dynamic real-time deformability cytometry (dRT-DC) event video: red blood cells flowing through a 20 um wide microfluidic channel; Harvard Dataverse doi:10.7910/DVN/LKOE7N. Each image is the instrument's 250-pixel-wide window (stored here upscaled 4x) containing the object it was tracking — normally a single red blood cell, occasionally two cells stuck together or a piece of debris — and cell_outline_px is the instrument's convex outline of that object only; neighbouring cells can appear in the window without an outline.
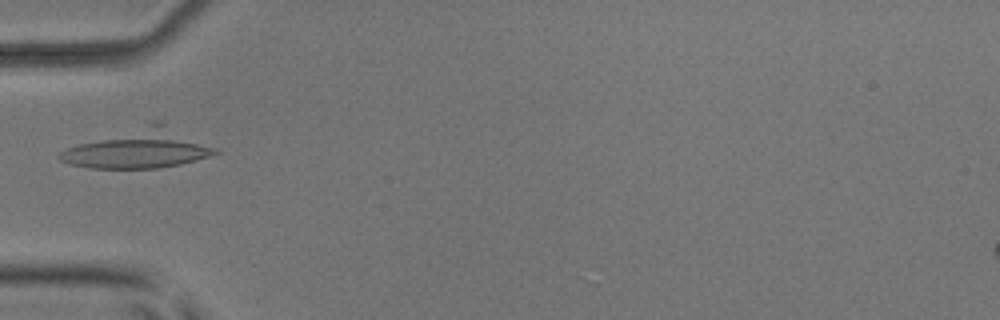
{"species": "common noctule bat (a hibernating species)", "species_latin": "Nyctalus noctula", "temperature_condition": "room temperature", "stored_images_in_passage": 25, "camera_frame_rate_fps": 3000, "um_per_image_px": 0.085, "animal": {"sex": "male", "body_mass_g": 17.9, "forearm_length_mm": 54.2}, "frame": {"image": 1, "passage_image": 1, "time_ms": 0.0, "image_size_px": [1000, 320], "cell_outline_px": [[220, 152], [196, 160], [180, 164], [156, 168], [88, 168], [68, 164], [60, 160], [56, 156], [60, 152], [68, 148], [152, 120], [164, 120], [216, 148]], "centroid_in_image_um": [11.84, 12.61], "position_along_channel_um": 73.2, "area_um2": 35.49}}
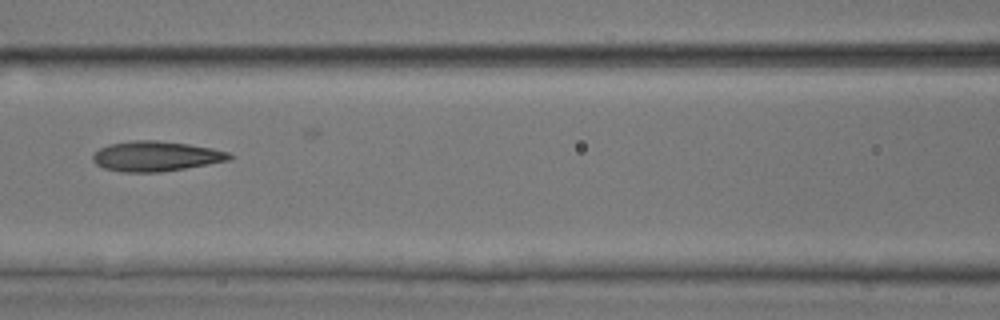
{"frame": {"image": 2, "passage_image": 7, "time_ms": 2.0, "image_size_px": [1000, 320], "cell_outline_px": [[236, 156], [232, 160], [160, 172], [124, 172], [104, 168], [96, 164], [92, 160], [92, 156], [100, 148], [108, 144], [132, 140], [156, 140], [188, 144], [212, 148], [232, 152]], "centroid_in_image_um": [13.3, 13.27], "position_along_channel_um": 153.3, "area_um2": 24.1}}
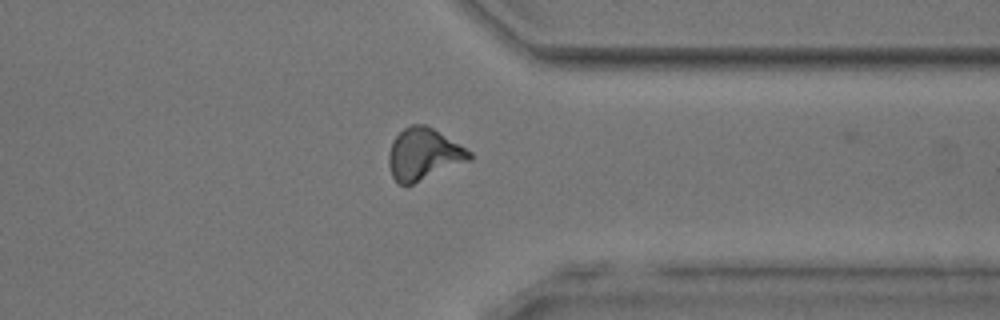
{"frame": {"image": 3, "passage_image": 24, "time_ms": 7.667, "image_size_px": [1000, 320], "cell_outline_px": [[472, 160], [412, 184], [400, 184], [392, 176], [388, 164], [388, 156], [392, 140], [404, 128], [412, 124], [424, 124], [432, 128], [460, 144], [472, 152]], "centroid_in_image_um": [36.02, 13.1], "position_along_channel_um": 375.4, "area_um2": 24.28}}